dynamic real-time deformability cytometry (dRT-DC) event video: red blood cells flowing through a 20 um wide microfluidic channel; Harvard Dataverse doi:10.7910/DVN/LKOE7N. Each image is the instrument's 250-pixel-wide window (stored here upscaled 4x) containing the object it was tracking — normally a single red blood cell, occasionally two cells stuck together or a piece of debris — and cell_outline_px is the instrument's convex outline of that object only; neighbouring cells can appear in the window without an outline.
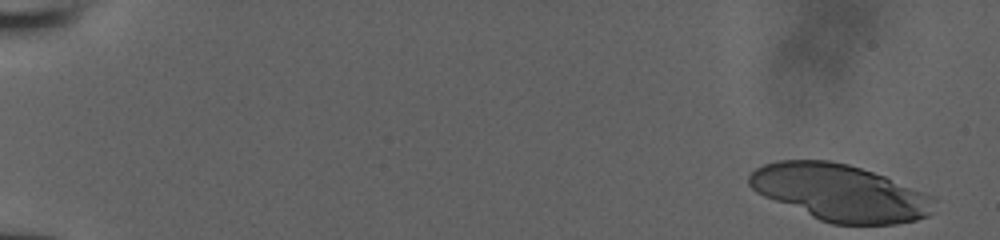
{"species": "human", "species_latin": "Homo sapiens", "temperature_condition": "room temperature", "stored_images_in_passage": 8, "camera_frame_rate_fps": 3000, "um_per_image_px": 0.085, "donor": {"sex": "male"}, "frame": {"image": 1, "passage_image": 1, "time_ms": 0.0, "image_size_px": [1000, 240], "cell_outline_px": [[936, 200], [932, 212], [928, 216], [916, 220], [896, 224], [832, 224], [820, 220], [764, 196], [756, 192], [748, 184], [748, 176], [756, 168], [764, 164], [780, 160], [828, 160], [848, 164], [884, 176], [936, 196]], "centroid_in_image_um": [71.44, 16.37], "position_along_channel_um": 13.6, "area_um2": 60.92}}